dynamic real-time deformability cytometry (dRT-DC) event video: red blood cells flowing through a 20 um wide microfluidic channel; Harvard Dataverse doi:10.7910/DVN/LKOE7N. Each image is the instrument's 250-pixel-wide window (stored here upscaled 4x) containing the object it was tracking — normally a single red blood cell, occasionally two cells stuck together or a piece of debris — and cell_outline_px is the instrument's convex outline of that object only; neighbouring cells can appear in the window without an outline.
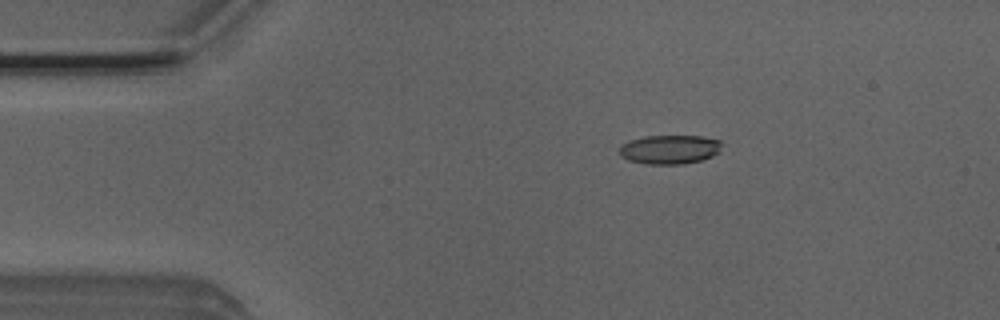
{"species": "Egyptian fruit bat (a non-hibernating species)", "species_latin": "Rousettus aegyptiacus", "temperature_condition": "room temperature", "stored_images_in_passage": 52, "camera_frame_rate_fps": 3000, "um_per_image_px": 0.085, "animal": {"sex": "male"}, "frame": {"image": 1, "passage_image": 9, "time_ms": 2.667, "image_size_px": [1000, 320], "cell_outline_px": [[720, 152], [712, 156], [700, 160], [684, 164], [648, 164], [628, 160], [620, 156], [620, 144], [644, 136], [704, 136], [720, 140]], "centroid_in_image_um": [56.92, 12.7], "position_along_channel_um": 28.1, "area_um2": 17.34}}
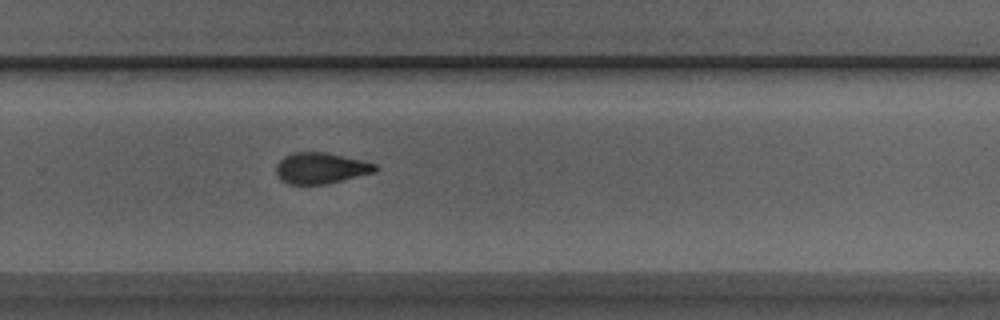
{"frame": {"image": 2, "passage_image": 34, "time_ms": 11.0, "image_size_px": [1000, 320], "cell_outline_px": [[376, 172], [328, 184], [288, 184], [280, 180], [276, 172], [276, 164], [284, 156], [292, 152], [324, 152], [360, 160], [376, 164]], "centroid_in_image_um": [27.23, 14.3], "position_along_channel_um": 302.6, "area_um2": 17.92}}
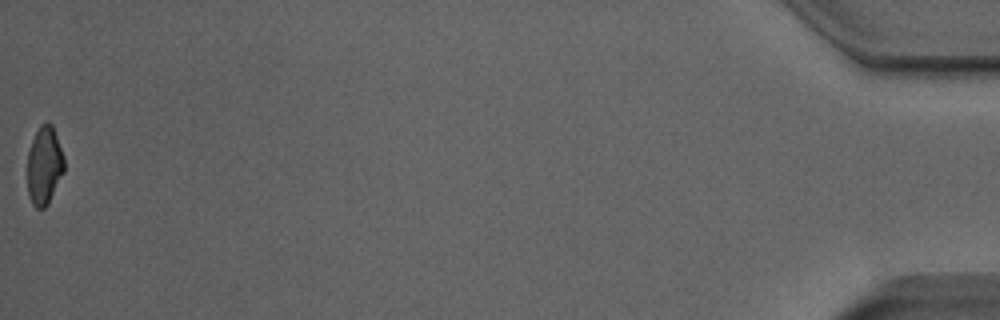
{"frame": {"image": 3, "passage_image": 52, "time_ms": 17.0, "image_size_px": [1000, 320], "cell_outline_px": [[64, 172], [48, 204], [44, 208], [36, 208], [32, 204], [28, 196], [28, 152], [32, 140], [40, 124], [48, 120], [52, 124], [64, 156]], "centroid_in_image_um": [3.77, 14.06], "position_along_channel_um": 431.4, "area_um2": 16.88}, "authors_computed_cell_mechanics": {"area_um2": 18.0047, "velocity_mm_per_s": 3.9493, "shape_relaxation_time_tau1_ms": 7.3191, "shape_relaxation_time_tau2_ms": 3.3833, "deformation_change_tau1": 0.1909, "deformation_change_tau2": 0.1138}}